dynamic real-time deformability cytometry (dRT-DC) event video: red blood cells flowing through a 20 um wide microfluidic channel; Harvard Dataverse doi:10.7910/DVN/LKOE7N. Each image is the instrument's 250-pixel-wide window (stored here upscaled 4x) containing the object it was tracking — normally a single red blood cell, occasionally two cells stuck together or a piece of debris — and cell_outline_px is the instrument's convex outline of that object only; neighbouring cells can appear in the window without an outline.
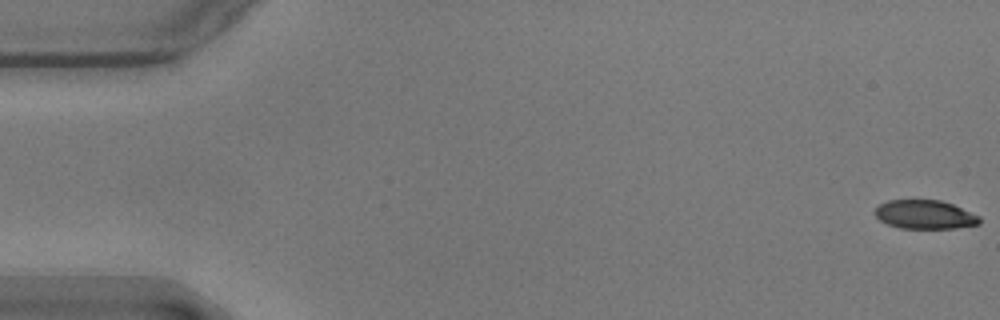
{"species": "common noctule bat (a hibernating species)", "species_latin": "Nyctalus noctula", "temperature_condition": "warm", "stored_images_in_passage": 57, "camera_frame_rate_fps": 3000, "um_per_image_px": 0.085, "animal": {"sex": "male", "body_mass_g": 17.9}, "frame": {"image": 1, "passage_image": 1, "time_ms": 0.0, "image_size_px": [1000, 320], "cell_outline_px": [[980, 224], [956, 228], [900, 228], [888, 224], [880, 220], [872, 212], [880, 204], [888, 200], [940, 200], [952, 204], [980, 216]], "centroid_in_image_um": [78.6, 18.24], "position_along_channel_um": 6.4, "area_um2": 17.51}}
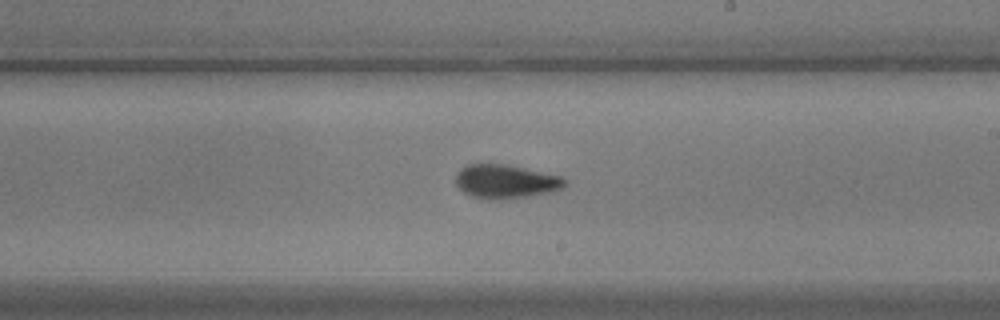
{"frame": {"image": 2, "passage_image": 33, "time_ms": 10.667, "image_size_px": [1000, 320], "cell_outline_px": [[568, 184], [564, 188], [552, 192], [528, 196], [500, 200], [484, 200], [472, 196], [464, 192], [456, 184], [456, 172], [460, 168], [468, 164], [480, 160], [504, 164], [564, 176], [568, 180]], "centroid_in_image_um": [42.98, 15.4], "position_along_channel_um": 246.0, "area_um2": 22.43}}
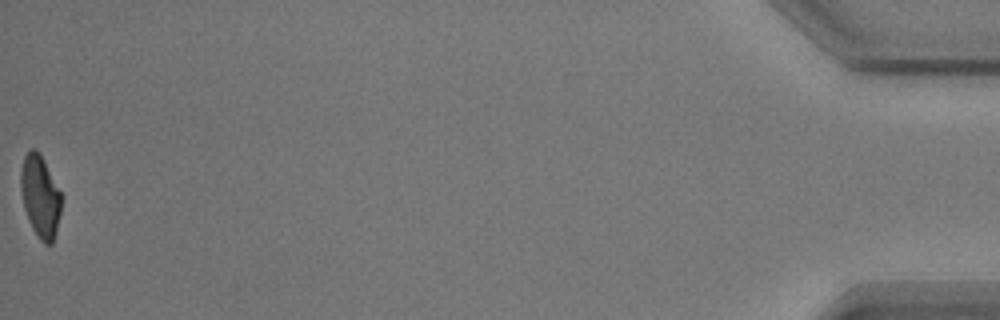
{"frame": {"image": 3, "passage_image": 57, "time_ms": 18.667, "image_size_px": [1000, 320], "cell_outline_px": [[60, 212], [56, 232], [52, 244], [44, 244], [40, 240], [32, 228], [24, 208], [20, 188], [20, 168], [24, 156], [32, 148], [36, 148], [40, 152], [60, 192]], "centroid_in_image_um": [3.39, 16.67], "position_along_channel_um": 431.8, "area_um2": 19.31}, "authors_computed_cell_mechanics": {"area_um2": 20.6346, "velocity_mm_per_s": 3.5724, "shape_relaxation_time_tau1_ms": 4.2132, "shape_relaxation_time_tau2_ms": 1.7731, "deformation_change_tau1": 0.1512, "deformation_change_tau2": 0.0731}}